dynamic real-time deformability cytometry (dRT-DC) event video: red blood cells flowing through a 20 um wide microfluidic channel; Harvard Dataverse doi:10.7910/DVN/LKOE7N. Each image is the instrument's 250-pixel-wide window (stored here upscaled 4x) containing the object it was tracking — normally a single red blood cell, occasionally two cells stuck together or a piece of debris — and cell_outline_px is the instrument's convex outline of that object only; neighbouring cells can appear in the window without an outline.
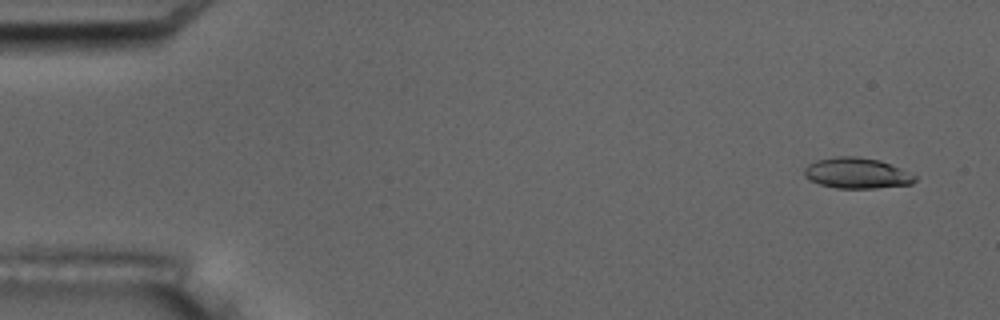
{"species": "common noctule bat (a hibernating species)", "species_latin": "Nyctalus noctula", "temperature_condition": "room temperature", "stored_images_in_passage": 5, "camera_frame_rate_fps": 3000, "um_per_image_px": 0.085, "animal": {"sex": "male", "body_mass_g": 17.5, "forearm_length_mm": 52.3}, "frame": {"image": 1, "passage_image": 2, "time_ms": 1.0, "image_size_px": [1000, 320], "cell_outline_px": [[916, 180], [912, 184], [876, 188], [836, 188], [820, 184], [804, 176], [804, 168], [808, 164], [816, 160], [836, 156], [856, 156], [880, 160], [900, 168], [916, 176]], "centroid_in_image_um": [72.82, 14.71], "position_along_channel_um": 12.2, "area_um2": 19.77}}